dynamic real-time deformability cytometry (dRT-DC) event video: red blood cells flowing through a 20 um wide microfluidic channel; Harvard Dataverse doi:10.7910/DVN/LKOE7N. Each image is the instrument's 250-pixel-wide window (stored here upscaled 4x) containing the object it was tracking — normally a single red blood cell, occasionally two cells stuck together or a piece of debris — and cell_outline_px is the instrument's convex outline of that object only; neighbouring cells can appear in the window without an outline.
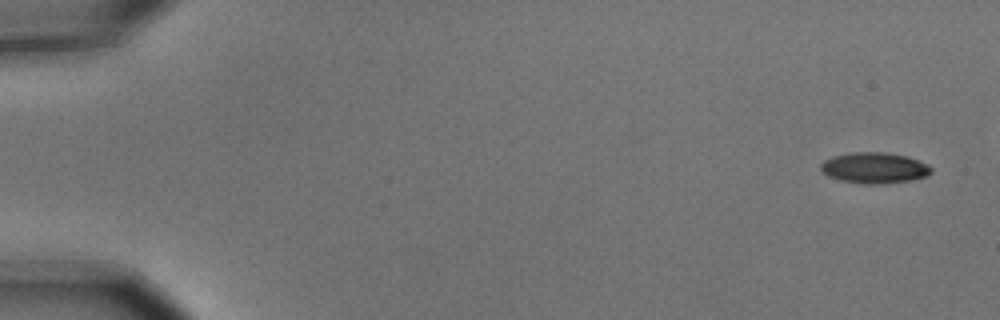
{"species": "common noctule bat (a hibernating species)", "species_latin": "Nyctalus noctula", "temperature_condition": "cold", "stored_images_in_passage": 6, "camera_frame_rate_fps": 3000, "um_per_image_px": 0.085, "animal": {"sex": "male", "body_mass_g": 15.6}, "frame": {"image": 1, "passage_image": 1, "time_ms": 0.0, "image_size_px": [1000, 320], "cell_outline_px": [[932, 172], [928, 176], [912, 180], [880, 184], [860, 184], [840, 180], [828, 176], [820, 168], [820, 164], [824, 160], [832, 156], [852, 152], [884, 152], [908, 156], [928, 164], [932, 168]], "centroid_in_image_um": [74.34, 14.27], "position_along_channel_um": 10.7, "area_um2": 20.11}}